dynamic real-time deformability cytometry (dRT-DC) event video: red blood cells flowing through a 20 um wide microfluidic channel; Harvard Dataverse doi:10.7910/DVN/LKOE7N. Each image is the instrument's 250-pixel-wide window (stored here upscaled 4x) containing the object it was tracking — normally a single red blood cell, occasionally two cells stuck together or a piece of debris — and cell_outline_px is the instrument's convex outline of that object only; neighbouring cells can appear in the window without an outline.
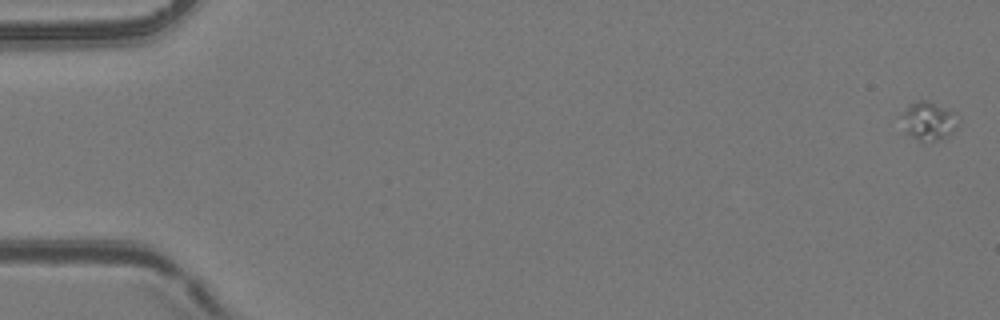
{"species": "common noctule bat (a hibernating species)", "species_latin": "Nyctalus noctula", "temperature_condition": "room temperature", "stored_images_in_passage": 5, "camera_frame_rate_fps": 3000, "um_per_image_px": 0.085, "animal": {"sex": "female", "body_mass_g": 24.6, "forearm_length_mm": 56.2}, "frame": {"image": 1, "passage_image": 1, "time_ms": 0.0, "image_size_px": [1000, 320], "cell_outline_px": [[960, 124], [948, 136], [936, 140], [920, 140], [912, 136], [908, 132], [904, 116], [904, 112], [916, 100], [924, 100], [956, 112], [960, 116]], "centroid_in_image_um": [79.07, 10.27], "position_along_channel_um": 5.9, "area_um2": 12.08}}